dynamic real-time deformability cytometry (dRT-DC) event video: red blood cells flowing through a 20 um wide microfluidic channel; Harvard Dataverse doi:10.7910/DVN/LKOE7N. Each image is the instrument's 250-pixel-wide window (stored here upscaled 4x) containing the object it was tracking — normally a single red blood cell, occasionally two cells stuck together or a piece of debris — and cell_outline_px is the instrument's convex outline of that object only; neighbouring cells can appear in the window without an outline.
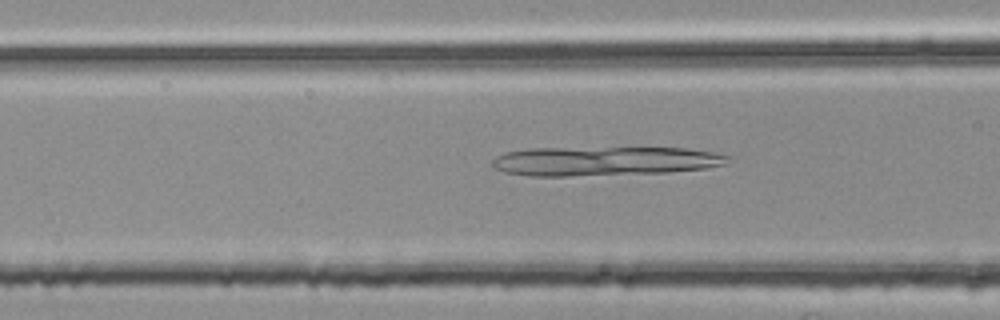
{"species": "common noctule bat (a hibernating species)", "species_latin": "Nyctalus noctula", "temperature_condition": "room temperature", "stored_images_in_passage": 41, "camera_frame_rate_fps": 3000, "um_per_image_px": 0.085, "animal": {"sex": "female", "body_mass_g": 25.1}, "frame": {"image": 1, "passage_image": 8, "time_ms": 2.333, "image_size_px": [1000, 320], "cell_outline_px": [[732, 156], [724, 164], [704, 168], [668, 172], [568, 176], [532, 176], [504, 172], [488, 164], [496, 156], [504, 152], [532, 148], [688, 148], [712, 152]], "centroid_in_image_um": [51.33, 13.69], "position_along_channel_um": 115.3, "area_um2": 40.0}}
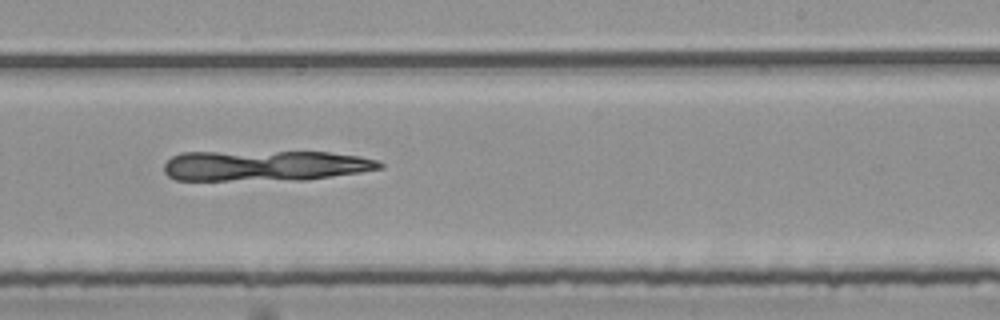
{"frame": {"image": 2, "passage_image": 20, "time_ms": 6.333, "image_size_px": [1000, 320], "cell_outline_px": [[384, 168], [360, 172], [304, 180], [176, 180], [168, 176], [164, 172], [164, 164], [172, 156], [180, 152], [328, 152], [360, 156], [376, 160], [384, 164]], "centroid_in_image_um": [22.52, 14.08], "position_along_channel_um": 266.5, "area_um2": 38.55}}
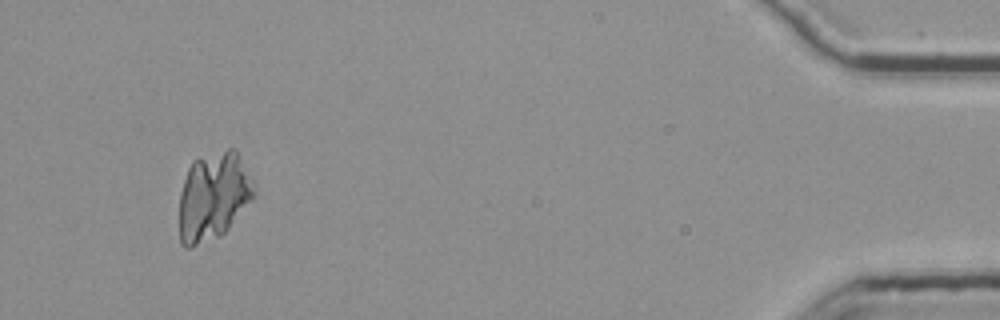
{"frame": {"image": 3, "passage_image": 38, "time_ms": 12.333, "image_size_px": [1000, 320], "cell_outline_px": [[256, 192], [252, 200], [228, 228], [220, 236], [192, 248], [184, 248], [180, 244], [180, 192], [188, 168], [192, 160], [228, 148], [236, 148], [256, 188]], "centroid_in_image_um": [18.13, 16.69], "position_along_channel_um": 417.1, "area_um2": 38.55}}